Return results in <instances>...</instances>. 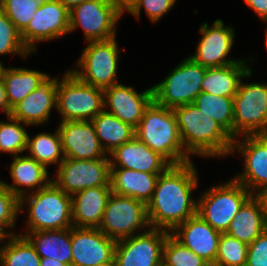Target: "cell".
<instances>
[{"instance_id": "6da1fadb", "label": "cell", "mask_w": 267, "mask_h": 266, "mask_svg": "<svg viewBox=\"0 0 267 266\" xmlns=\"http://www.w3.org/2000/svg\"><path fill=\"white\" fill-rule=\"evenodd\" d=\"M197 180V171L191 161L170 165L159 175L153 196L147 203L151 228L172 232L197 214V201L191 197Z\"/></svg>"}, {"instance_id": "7a4b0ae2", "label": "cell", "mask_w": 267, "mask_h": 266, "mask_svg": "<svg viewBox=\"0 0 267 266\" xmlns=\"http://www.w3.org/2000/svg\"><path fill=\"white\" fill-rule=\"evenodd\" d=\"M185 151L202 156L231 155L234 138L211 117L202 113L194 103L172 109Z\"/></svg>"}, {"instance_id": "3957f363", "label": "cell", "mask_w": 267, "mask_h": 266, "mask_svg": "<svg viewBox=\"0 0 267 266\" xmlns=\"http://www.w3.org/2000/svg\"><path fill=\"white\" fill-rule=\"evenodd\" d=\"M135 136L171 165L190 162L189 154L180 138L173 110L158 105L154 100L145 109L135 128Z\"/></svg>"}, {"instance_id": "277c9868", "label": "cell", "mask_w": 267, "mask_h": 266, "mask_svg": "<svg viewBox=\"0 0 267 266\" xmlns=\"http://www.w3.org/2000/svg\"><path fill=\"white\" fill-rule=\"evenodd\" d=\"M24 203L29 206L27 232L73 227L71 195L66 194L53 182L45 188L34 192L32 190L31 194L22 196L20 211Z\"/></svg>"}, {"instance_id": "5b68a950", "label": "cell", "mask_w": 267, "mask_h": 266, "mask_svg": "<svg viewBox=\"0 0 267 266\" xmlns=\"http://www.w3.org/2000/svg\"><path fill=\"white\" fill-rule=\"evenodd\" d=\"M59 80L56 109L61 121H92L105 109L103 89L81 81L71 70Z\"/></svg>"}, {"instance_id": "8992f818", "label": "cell", "mask_w": 267, "mask_h": 266, "mask_svg": "<svg viewBox=\"0 0 267 266\" xmlns=\"http://www.w3.org/2000/svg\"><path fill=\"white\" fill-rule=\"evenodd\" d=\"M210 187L197 202V215L220 233H226L235 215L253 195L234 178Z\"/></svg>"}, {"instance_id": "52a82bcc", "label": "cell", "mask_w": 267, "mask_h": 266, "mask_svg": "<svg viewBox=\"0 0 267 266\" xmlns=\"http://www.w3.org/2000/svg\"><path fill=\"white\" fill-rule=\"evenodd\" d=\"M206 70L188 56L163 81L153 86L154 101L170 109L193 103L202 92Z\"/></svg>"}, {"instance_id": "ba28073f", "label": "cell", "mask_w": 267, "mask_h": 266, "mask_svg": "<svg viewBox=\"0 0 267 266\" xmlns=\"http://www.w3.org/2000/svg\"><path fill=\"white\" fill-rule=\"evenodd\" d=\"M116 37L105 41H89L77 66L80 70H71L81 81L105 89L119 83L117 79V63L119 50Z\"/></svg>"}, {"instance_id": "9c48e42d", "label": "cell", "mask_w": 267, "mask_h": 266, "mask_svg": "<svg viewBox=\"0 0 267 266\" xmlns=\"http://www.w3.org/2000/svg\"><path fill=\"white\" fill-rule=\"evenodd\" d=\"M145 227L151 228L147 204L129 196L110 195L99 226L107 237L119 241L134 236L136 230Z\"/></svg>"}, {"instance_id": "30bf717a", "label": "cell", "mask_w": 267, "mask_h": 266, "mask_svg": "<svg viewBox=\"0 0 267 266\" xmlns=\"http://www.w3.org/2000/svg\"><path fill=\"white\" fill-rule=\"evenodd\" d=\"M234 139L240 134H267V83L240 81L233 97Z\"/></svg>"}, {"instance_id": "8fae6325", "label": "cell", "mask_w": 267, "mask_h": 266, "mask_svg": "<svg viewBox=\"0 0 267 266\" xmlns=\"http://www.w3.org/2000/svg\"><path fill=\"white\" fill-rule=\"evenodd\" d=\"M56 175L52 182L69 195L92 187H110V159L64 158Z\"/></svg>"}, {"instance_id": "7c38bea8", "label": "cell", "mask_w": 267, "mask_h": 266, "mask_svg": "<svg viewBox=\"0 0 267 266\" xmlns=\"http://www.w3.org/2000/svg\"><path fill=\"white\" fill-rule=\"evenodd\" d=\"M69 12V32L81 26L86 41L116 37L117 21L122 15L107 0H87Z\"/></svg>"}, {"instance_id": "4fadbf2b", "label": "cell", "mask_w": 267, "mask_h": 266, "mask_svg": "<svg viewBox=\"0 0 267 266\" xmlns=\"http://www.w3.org/2000/svg\"><path fill=\"white\" fill-rule=\"evenodd\" d=\"M171 232L150 228L143 233L116 241V266H162L163 246Z\"/></svg>"}, {"instance_id": "5bb4252c", "label": "cell", "mask_w": 267, "mask_h": 266, "mask_svg": "<svg viewBox=\"0 0 267 266\" xmlns=\"http://www.w3.org/2000/svg\"><path fill=\"white\" fill-rule=\"evenodd\" d=\"M69 10L60 2L53 0L40 4L33 19L21 32L24 45L30 52H35V44L64 36L69 32Z\"/></svg>"}, {"instance_id": "9a60e30c", "label": "cell", "mask_w": 267, "mask_h": 266, "mask_svg": "<svg viewBox=\"0 0 267 266\" xmlns=\"http://www.w3.org/2000/svg\"><path fill=\"white\" fill-rule=\"evenodd\" d=\"M241 142L234 139L232 152L240 151L244 159V171L234 177L253 195L267 187V134L247 135ZM257 191V192H256Z\"/></svg>"}, {"instance_id": "2e32d148", "label": "cell", "mask_w": 267, "mask_h": 266, "mask_svg": "<svg viewBox=\"0 0 267 266\" xmlns=\"http://www.w3.org/2000/svg\"><path fill=\"white\" fill-rule=\"evenodd\" d=\"M71 266H101L114 260L116 241L99 228L71 227Z\"/></svg>"}, {"instance_id": "e0dca14e", "label": "cell", "mask_w": 267, "mask_h": 266, "mask_svg": "<svg viewBox=\"0 0 267 266\" xmlns=\"http://www.w3.org/2000/svg\"><path fill=\"white\" fill-rule=\"evenodd\" d=\"M200 33L203 37L197 51L189 56L194 62L206 68H213L241 61V59H226L233 46L235 33L232 27L224 26L221 19L215 20L210 28L207 23H203Z\"/></svg>"}, {"instance_id": "ac0fdd59", "label": "cell", "mask_w": 267, "mask_h": 266, "mask_svg": "<svg viewBox=\"0 0 267 266\" xmlns=\"http://www.w3.org/2000/svg\"><path fill=\"white\" fill-rule=\"evenodd\" d=\"M58 131L64 158L92 160L108 156L91 121H61Z\"/></svg>"}, {"instance_id": "d6986e66", "label": "cell", "mask_w": 267, "mask_h": 266, "mask_svg": "<svg viewBox=\"0 0 267 266\" xmlns=\"http://www.w3.org/2000/svg\"><path fill=\"white\" fill-rule=\"evenodd\" d=\"M103 92L104 108H111L107 112L133 128L138 126L145 109L154 100L153 87L138 93L130 86L117 83L103 89Z\"/></svg>"}, {"instance_id": "ffe728a7", "label": "cell", "mask_w": 267, "mask_h": 266, "mask_svg": "<svg viewBox=\"0 0 267 266\" xmlns=\"http://www.w3.org/2000/svg\"><path fill=\"white\" fill-rule=\"evenodd\" d=\"M171 234L211 266L215 264L222 233L212 228L197 214L179 224Z\"/></svg>"}, {"instance_id": "44dd1931", "label": "cell", "mask_w": 267, "mask_h": 266, "mask_svg": "<svg viewBox=\"0 0 267 266\" xmlns=\"http://www.w3.org/2000/svg\"><path fill=\"white\" fill-rule=\"evenodd\" d=\"M110 168H125L146 173H163L171 164L134 136L109 153Z\"/></svg>"}, {"instance_id": "7402d4cb", "label": "cell", "mask_w": 267, "mask_h": 266, "mask_svg": "<svg viewBox=\"0 0 267 266\" xmlns=\"http://www.w3.org/2000/svg\"><path fill=\"white\" fill-rule=\"evenodd\" d=\"M57 103V78H48L11 109L10 116L25 125H41L50 118Z\"/></svg>"}, {"instance_id": "603a6c76", "label": "cell", "mask_w": 267, "mask_h": 266, "mask_svg": "<svg viewBox=\"0 0 267 266\" xmlns=\"http://www.w3.org/2000/svg\"><path fill=\"white\" fill-rule=\"evenodd\" d=\"M111 187H92L71 195L73 227L99 228Z\"/></svg>"}, {"instance_id": "cb8c5ba5", "label": "cell", "mask_w": 267, "mask_h": 266, "mask_svg": "<svg viewBox=\"0 0 267 266\" xmlns=\"http://www.w3.org/2000/svg\"><path fill=\"white\" fill-rule=\"evenodd\" d=\"M161 173H146L125 168H110L112 193L133 197L147 204L155 190Z\"/></svg>"}, {"instance_id": "d4e9b609", "label": "cell", "mask_w": 267, "mask_h": 266, "mask_svg": "<svg viewBox=\"0 0 267 266\" xmlns=\"http://www.w3.org/2000/svg\"><path fill=\"white\" fill-rule=\"evenodd\" d=\"M267 229L266 213L257 195H252L233 218L226 234L250 244Z\"/></svg>"}, {"instance_id": "484cf974", "label": "cell", "mask_w": 267, "mask_h": 266, "mask_svg": "<svg viewBox=\"0 0 267 266\" xmlns=\"http://www.w3.org/2000/svg\"><path fill=\"white\" fill-rule=\"evenodd\" d=\"M245 61L207 68L201 84L202 92L215 96L234 97L241 79L250 77L252 73Z\"/></svg>"}, {"instance_id": "4316f807", "label": "cell", "mask_w": 267, "mask_h": 266, "mask_svg": "<svg viewBox=\"0 0 267 266\" xmlns=\"http://www.w3.org/2000/svg\"><path fill=\"white\" fill-rule=\"evenodd\" d=\"M9 170L14 184L5 183V185L19 199L28 194L27 190L20 189L21 186L29 187L31 190L37 186L36 191H38L52 182L49 179L47 167L28 155L23 157L21 155L15 156Z\"/></svg>"}, {"instance_id": "83f0119b", "label": "cell", "mask_w": 267, "mask_h": 266, "mask_svg": "<svg viewBox=\"0 0 267 266\" xmlns=\"http://www.w3.org/2000/svg\"><path fill=\"white\" fill-rule=\"evenodd\" d=\"M34 246L41 258L49 257L71 266V228L33 231L20 234Z\"/></svg>"}, {"instance_id": "f1b7e54d", "label": "cell", "mask_w": 267, "mask_h": 266, "mask_svg": "<svg viewBox=\"0 0 267 266\" xmlns=\"http://www.w3.org/2000/svg\"><path fill=\"white\" fill-rule=\"evenodd\" d=\"M49 75L26 68H5L3 81L9 108L12 109L32 91L41 86Z\"/></svg>"}, {"instance_id": "f546056e", "label": "cell", "mask_w": 267, "mask_h": 266, "mask_svg": "<svg viewBox=\"0 0 267 266\" xmlns=\"http://www.w3.org/2000/svg\"><path fill=\"white\" fill-rule=\"evenodd\" d=\"M91 122L102 148L108 154L135 136V128L105 109Z\"/></svg>"}, {"instance_id": "4dcf8cb0", "label": "cell", "mask_w": 267, "mask_h": 266, "mask_svg": "<svg viewBox=\"0 0 267 266\" xmlns=\"http://www.w3.org/2000/svg\"><path fill=\"white\" fill-rule=\"evenodd\" d=\"M197 108L224 127L234 138L233 97L201 92L193 102Z\"/></svg>"}, {"instance_id": "1f68e13d", "label": "cell", "mask_w": 267, "mask_h": 266, "mask_svg": "<svg viewBox=\"0 0 267 266\" xmlns=\"http://www.w3.org/2000/svg\"><path fill=\"white\" fill-rule=\"evenodd\" d=\"M6 240L8 242L0 247V265L40 266L41 257L25 236L13 235L7 237Z\"/></svg>"}, {"instance_id": "d6a6232c", "label": "cell", "mask_w": 267, "mask_h": 266, "mask_svg": "<svg viewBox=\"0 0 267 266\" xmlns=\"http://www.w3.org/2000/svg\"><path fill=\"white\" fill-rule=\"evenodd\" d=\"M26 150L30 151V158L35 159L46 167L53 163H59L58 165H60L64 160L58 129L54 134L43 132L32 138L28 136Z\"/></svg>"}, {"instance_id": "836d02e7", "label": "cell", "mask_w": 267, "mask_h": 266, "mask_svg": "<svg viewBox=\"0 0 267 266\" xmlns=\"http://www.w3.org/2000/svg\"><path fill=\"white\" fill-rule=\"evenodd\" d=\"M8 122L0 121V152H7L13 157L26 151L28 133L20 120L7 116Z\"/></svg>"}, {"instance_id": "e575fe53", "label": "cell", "mask_w": 267, "mask_h": 266, "mask_svg": "<svg viewBox=\"0 0 267 266\" xmlns=\"http://www.w3.org/2000/svg\"><path fill=\"white\" fill-rule=\"evenodd\" d=\"M162 266H211L180 243L171 233L163 246Z\"/></svg>"}, {"instance_id": "d590c367", "label": "cell", "mask_w": 267, "mask_h": 266, "mask_svg": "<svg viewBox=\"0 0 267 266\" xmlns=\"http://www.w3.org/2000/svg\"><path fill=\"white\" fill-rule=\"evenodd\" d=\"M248 244L222 233L213 266H246Z\"/></svg>"}, {"instance_id": "8d00e7d4", "label": "cell", "mask_w": 267, "mask_h": 266, "mask_svg": "<svg viewBox=\"0 0 267 266\" xmlns=\"http://www.w3.org/2000/svg\"><path fill=\"white\" fill-rule=\"evenodd\" d=\"M3 54H18L24 60L31 52L24 45L21 32L0 9V55Z\"/></svg>"}, {"instance_id": "74e56055", "label": "cell", "mask_w": 267, "mask_h": 266, "mask_svg": "<svg viewBox=\"0 0 267 266\" xmlns=\"http://www.w3.org/2000/svg\"><path fill=\"white\" fill-rule=\"evenodd\" d=\"M39 6L36 0H0V9L20 32L28 26Z\"/></svg>"}, {"instance_id": "f35d334b", "label": "cell", "mask_w": 267, "mask_h": 266, "mask_svg": "<svg viewBox=\"0 0 267 266\" xmlns=\"http://www.w3.org/2000/svg\"><path fill=\"white\" fill-rule=\"evenodd\" d=\"M19 211L20 199L6 187L4 181L0 180V231L6 237L14 235L12 232L4 231V228L9 227L12 230Z\"/></svg>"}, {"instance_id": "ab89813d", "label": "cell", "mask_w": 267, "mask_h": 266, "mask_svg": "<svg viewBox=\"0 0 267 266\" xmlns=\"http://www.w3.org/2000/svg\"><path fill=\"white\" fill-rule=\"evenodd\" d=\"M175 2L176 0H137L129 13L140 19V10L143 6L151 21L157 22L161 16H164L167 12H169Z\"/></svg>"}, {"instance_id": "60d3db41", "label": "cell", "mask_w": 267, "mask_h": 266, "mask_svg": "<svg viewBox=\"0 0 267 266\" xmlns=\"http://www.w3.org/2000/svg\"><path fill=\"white\" fill-rule=\"evenodd\" d=\"M246 266H267V229L248 244Z\"/></svg>"}, {"instance_id": "b9f144b4", "label": "cell", "mask_w": 267, "mask_h": 266, "mask_svg": "<svg viewBox=\"0 0 267 266\" xmlns=\"http://www.w3.org/2000/svg\"><path fill=\"white\" fill-rule=\"evenodd\" d=\"M245 3L255 11L262 21H267V0H245Z\"/></svg>"}, {"instance_id": "7bdbcfd3", "label": "cell", "mask_w": 267, "mask_h": 266, "mask_svg": "<svg viewBox=\"0 0 267 266\" xmlns=\"http://www.w3.org/2000/svg\"><path fill=\"white\" fill-rule=\"evenodd\" d=\"M121 15L130 11L137 0H107Z\"/></svg>"}, {"instance_id": "ee69618b", "label": "cell", "mask_w": 267, "mask_h": 266, "mask_svg": "<svg viewBox=\"0 0 267 266\" xmlns=\"http://www.w3.org/2000/svg\"><path fill=\"white\" fill-rule=\"evenodd\" d=\"M0 109L6 113V116H10L11 109L6 97L5 84L3 79H0Z\"/></svg>"}, {"instance_id": "f6af8a7d", "label": "cell", "mask_w": 267, "mask_h": 266, "mask_svg": "<svg viewBox=\"0 0 267 266\" xmlns=\"http://www.w3.org/2000/svg\"><path fill=\"white\" fill-rule=\"evenodd\" d=\"M40 266H68L66 263H61L53 258L45 257L40 259Z\"/></svg>"}, {"instance_id": "bcb514c9", "label": "cell", "mask_w": 267, "mask_h": 266, "mask_svg": "<svg viewBox=\"0 0 267 266\" xmlns=\"http://www.w3.org/2000/svg\"><path fill=\"white\" fill-rule=\"evenodd\" d=\"M87 0H60V2L70 11L75 6Z\"/></svg>"}, {"instance_id": "7dc6e473", "label": "cell", "mask_w": 267, "mask_h": 266, "mask_svg": "<svg viewBox=\"0 0 267 266\" xmlns=\"http://www.w3.org/2000/svg\"><path fill=\"white\" fill-rule=\"evenodd\" d=\"M257 196L260 198L264 211L266 213V219H267V187H265L262 191H260Z\"/></svg>"}, {"instance_id": "c3c4849f", "label": "cell", "mask_w": 267, "mask_h": 266, "mask_svg": "<svg viewBox=\"0 0 267 266\" xmlns=\"http://www.w3.org/2000/svg\"><path fill=\"white\" fill-rule=\"evenodd\" d=\"M4 70H5V67H4V65H2V63L0 62V79L3 78Z\"/></svg>"}, {"instance_id": "681fc988", "label": "cell", "mask_w": 267, "mask_h": 266, "mask_svg": "<svg viewBox=\"0 0 267 266\" xmlns=\"http://www.w3.org/2000/svg\"><path fill=\"white\" fill-rule=\"evenodd\" d=\"M6 239V236L0 231V243Z\"/></svg>"}, {"instance_id": "f907efd6", "label": "cell", "mask_w": 267, "mask_h": 266, "mask_svg": "<svg viewBox=\"0 0 267 266\" xmlns=\"http://www.w3.org/2000/svg\"><path fill=\"white\" fill-rule=\"evenodd\" d=\"M101 266H116L114 260L108 264L101 265Z\"/></svg>"}, {"instance_id": "816d5d0a", "label": "cell", "mask_w": 267, "mask_h": 266, "mask_svg": "<svg viewBox=\"0 0 267 266\" xmlns=\"http://www.w3.org/2000/svg\"><path fill=\"white\" fill-rule=\"evenodd\" d=\"M36 1H38L40 4H42V3L50 2V1H53V0H36Z\"/></svg>"}, {"instance_id": "f5cc1de1", "label": "cell", "mask_w": 267, "mask_h": 266, "mask_svg": "<svg viewBox=\"0 0 267 266\" xmlns=\"http://www.w3.org/2000/svg\"><path fill=\"white\" fill-rule=\"evenodd\" d=\"M265 39H266V40H265V41H266V42H265V43H266L265 45H266V49H267V28H266Z\"/></svg>"}]
</instances>
